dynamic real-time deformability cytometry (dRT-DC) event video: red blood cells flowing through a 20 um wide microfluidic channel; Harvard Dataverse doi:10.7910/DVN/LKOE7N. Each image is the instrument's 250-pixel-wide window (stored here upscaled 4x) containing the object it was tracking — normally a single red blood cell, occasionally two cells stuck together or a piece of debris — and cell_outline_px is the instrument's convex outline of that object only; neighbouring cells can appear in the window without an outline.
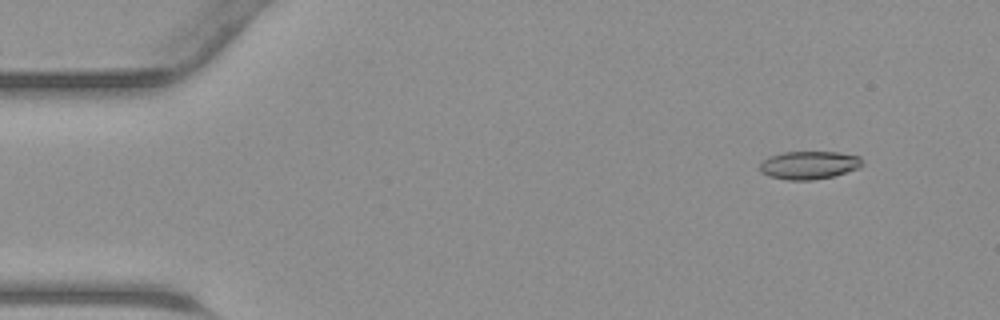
{"species": "common noctule bat (a hibernating species)", "species_latin": "Nyctalus noctula", "temperature_condition": "warm", "stored_images_in_passage": 46, "camera_frame_rate_fps": 3000, "um_per_image_px": 0.085, "animal": {"sex": "male", "body_mass_g": 23.1, "forearm_length_mm": 52.7}, "frame": {"image": 1, "passage_image": 5, "time_ms": 1.333, "image_size_px": [1000, 320], "cell_outline_px": [[864, 164], [860, 168], [832, 176], [812, 180], [788, 180], [768, 176], [760, 172], [760, 164], [768, 156], [784, 152], [840, 152], [860, 156]], "centroid_in_image_um": [68.78, 14.03], "position_along_channel_um": 16.2, "area_um2": 16.88}}
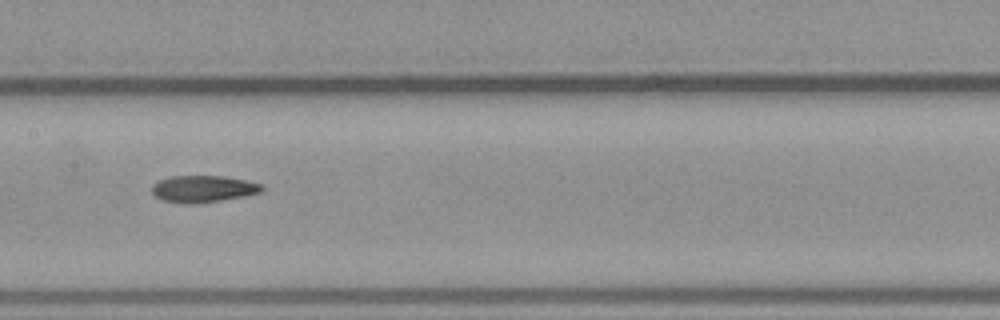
{"frame": {"image": 2, "passage_image": 23, "time_ms": 7.333, "image_size_px": [1000, 320], "cell_outline_px": [[264, 188], [260, 192], [244, 196], [220, 200], [164, 200], [156, 196], [152, 192], [152, 184], [160, 180], [172, 176], [224, 176], [244, 180], [260, 184]], "centroid_in_image_um": [17.3, 15.99], "position_along_channel_um": 190.1, "area_um2": 16.01}}
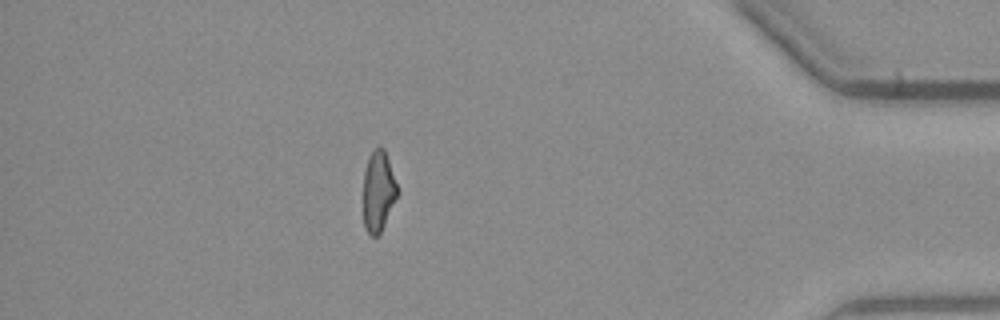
{"frame": {"image": 3, "passage_image": 40, "time_ms": 13.0, "image_size_px": [1000, 320], "cell_outline_px": [[400, 188], [384, 224], [380, 232], [376, 236], [372, 236], [364, 228], [364, 172], [368, 156], [380, 144], [384, 148]], "centroid_in_image_um": [32.17, 16.19], "position_along_channel_um": 403.0, "area_um2": 16.01}}